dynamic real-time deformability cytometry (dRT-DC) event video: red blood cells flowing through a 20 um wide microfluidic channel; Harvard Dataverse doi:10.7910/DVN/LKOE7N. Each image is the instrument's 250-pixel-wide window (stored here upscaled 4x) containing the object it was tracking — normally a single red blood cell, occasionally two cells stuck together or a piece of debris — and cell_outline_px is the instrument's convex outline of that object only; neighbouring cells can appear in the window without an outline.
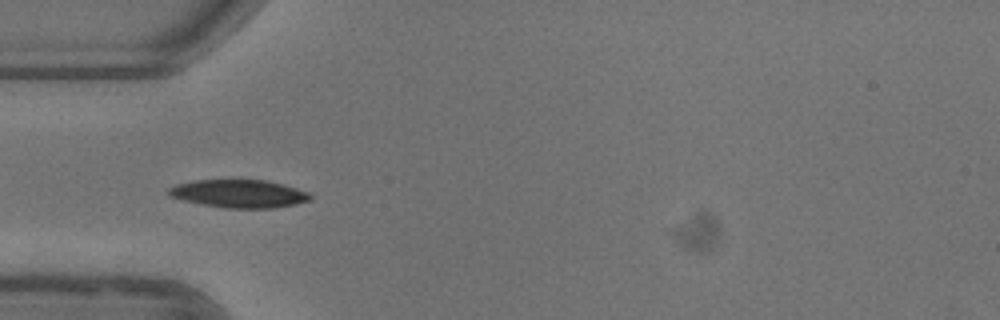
{"species": "common noctule bat (a hibernating species)", "species_latin": "Nyctalus noctula", "temperature_condition": "warm", "stored_images_in_passage": 42, "camera_frame_rate_fps": 3000, "um_per_image_px": 0.085, "animal": {"sex": "female"}, "frame": {"image": 1, "passage_image": 5, "time_ms": 1.333, "image_size_px": [1000, 320], "cell_outline_px": [[312, 200], [296, 204], [272, 208], [224, 208], [184, 200], [168, 196], [168, 188], [176, 184], [192, 180], [268, 180], [284, 184], [308, 192], [312, 196]], "centroid_in_image_um": [20.33, 16.46], "position_along_channel_um": 64.7, "area_um2": 23.18}}
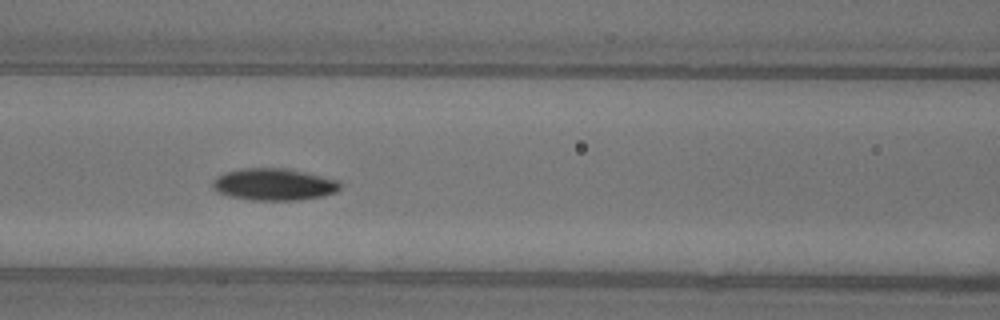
{"frame": {"image": 2, "passage_image": 11, "time_ms": 3.333, "image_size_px": [1000, 320], "cell_outline_px": [[340, 188], [336, 192], [320, 196], [296, 200], [252, 200], [228, 196], [216, 192], [212, 188], [212, 184], [216, 176], [224, 172], [244, 168], [288, 168], [340, 180]], "centroid_in_image_um": [23.25, 15.66], "position_along_channel_um": 143.3, "area_um2": 23.87}}
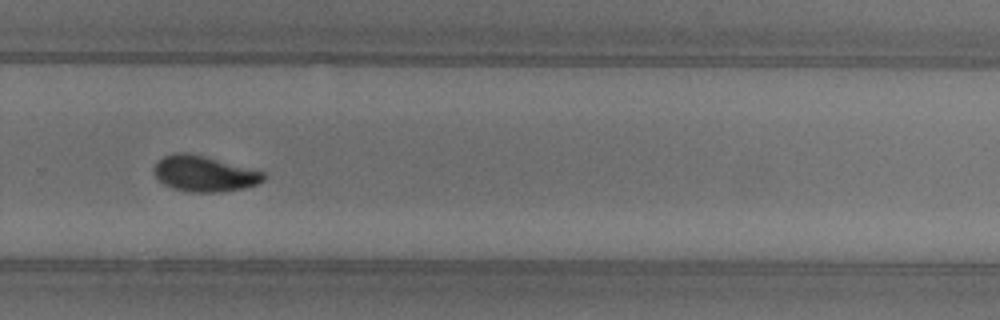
{"frame": {"image": 3, "passage_image": 24, "time_ms": 7.667, "image_size_px": [1000, 320], "cell_outline_px": [[264, 180], [260, 184], [244, 188], [220, 192], [188, 192], [172, 188], [164, 184], [152, 172], [152, 168], [156, 160], [164, 156], [176, 152], [188, 152], [204, 156], [264, 172]], "centroid_in_image_um": [17.31, 14.76], "position_along_channel_um": 312.5, "area_um2": 22.95}, "authors_computed_cell_mechanics": {"area_um2": 22.5709, "velocity_mm_per_s": 3.9201, "shape_relaxation_time_tau1_ms": 3.4773, "shape_relaxation_time_tau2_ms": 6.2224, "deformation_change_tau1": 0.1428, "deformation_change_tau2": 0.0987}}